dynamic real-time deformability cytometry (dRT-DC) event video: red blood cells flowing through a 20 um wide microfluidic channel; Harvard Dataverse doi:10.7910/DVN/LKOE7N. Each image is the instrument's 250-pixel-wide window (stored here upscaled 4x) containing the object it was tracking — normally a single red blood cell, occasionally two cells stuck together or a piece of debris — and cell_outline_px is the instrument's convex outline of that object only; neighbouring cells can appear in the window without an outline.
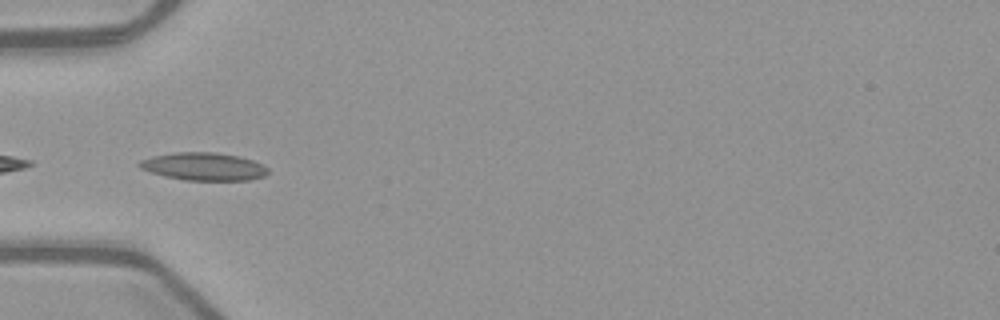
{"species": "common noctule bat (a hibernating species)", "species_latin": "Nyctalus noctula", "temperature_condition": "warm", "stored_images_in_passage": 24, "camera_frame_rate_fps": 3000, "um_per_image_px": 0.085, "animal": {"sex": "female", "body_mass_g": 21.9}, "frame": {"image": 1, "passage_image": 1, "time_ms": 0.0, "image_size_px": [1000, 320], "cell_outline_px": [[268, 172], [264, 176], [248, 180], [184, 180], [164, 176], [140, 168], [136, 164], [140, 160], [152, 156], [176, 152], [216, 152], [236, 156], [252, 160], [268, 168]], "centroid_in_image_um": [17.28, 14.15], "position_along_channel_um": 67.7, "area_um2": 20.69}}
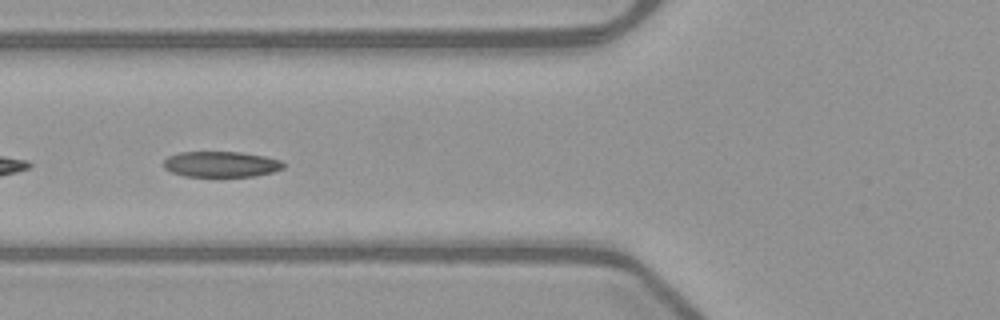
{"frame": {"image": 2, "passage_image": 4, "time_ms": 1.0, "image_size_px": [1000, 320], "cell_outline_px": [[284, 168], [272, 172], [252, 176], [184, 176], [172, 172], [164, 168], [164, 160], [168, 156], [180, 152], [240, 152], [264, 156], [280, 160], [284, 164]], "centroid_in_image_um": [18.78, 13.95], "position_along_channel_um": 107.0, "area_um2": 17.8}, "authors_computed_cell_mechanics": {"area_um2": 17.2244, "velocity_mm_per_s": 3.9506, "shape_relaxation_time_tau1_ms": 2.8305, "shape_relaxation_time_tau2_ms": 5.8165, "deformation_change_tau1": 0.0692, "deformation_change_tau2": 0.1063}}